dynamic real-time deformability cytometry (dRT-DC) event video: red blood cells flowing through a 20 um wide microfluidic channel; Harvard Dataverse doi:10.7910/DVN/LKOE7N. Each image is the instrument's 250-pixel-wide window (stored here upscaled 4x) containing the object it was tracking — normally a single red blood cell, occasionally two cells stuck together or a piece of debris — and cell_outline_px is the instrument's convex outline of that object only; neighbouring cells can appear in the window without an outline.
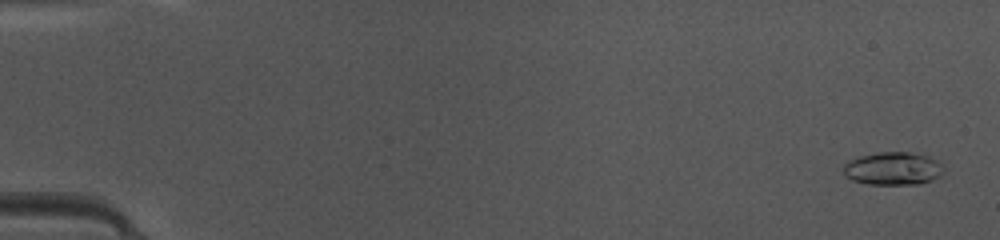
{"species": "common noctule bat (a hibernating species)", "species_latin": "Nyctalus noctula", "temperature_condition": "warm", "stored_images_in_passage": 48, "camera_frame_rate_fps": 3000, "um_per_image_px": 0.085, "animal": {"sex": "female", "body_mass_g": 10.0, "forearm_length_mm": 53.1}, "frame": {"image": 1, "passage_image": 2, "time_ms": 0.333, "image_size_px": [1000, 240], "cell_outline_px": [[944, 172], [940, 176], [932, 180], [920, 184], [868, 184], [852, 180], [844, 176], [840, 168], [848, 160], [860, 156], [880, 152], [908, 152], [928, 156], [936, 160], [944, 168]], "centroid_in_image_um": [75.86, 14.33], "position_along_channel_um": 9.1, "area_um2": 19.48}}
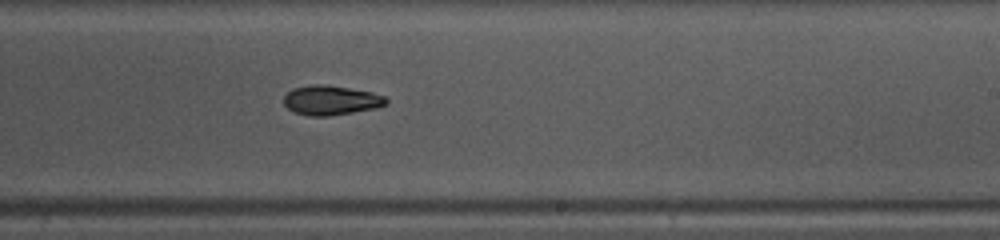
{"frame": {"image": 2, "passage_image": 30, "time_ms": 9.667, "image_size_px": [1000, 240], "cell_outline_px": [[388, 104], [376, 108], [328, 116], [308, 116], [296, 112], [288, 108], [284, 104], [284, 96], [292, 88], [312, 84], [324, 84], [372, 92], [384, 96], [388, 100]], "centroid_in_image_um": [28.13, 8.51], "position_along_channel_um": 260.9, "area_um2": 17.57}}
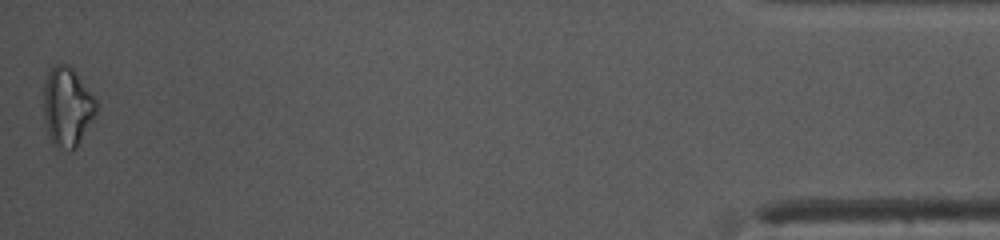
{"frame": {"image": 3, "passage_image": 48, "time_ms": 15.667, "image_size_px": [1000, 240], "cell_outline_px": [[96, 112], [76, 148], [72, 152], [52, 144], [48, 136], [44, 116], [44, 84], [48, 72], [56, 64], [68, 64], [72, 68], [96, 100]], "centroid_in_image_um": [5.69, 9.1], "position_along_channel_um": 429.5, "area_um2": 23.99}, "authors_computed_cell_mechanics": {"area_um2": 17.9758, "velocity_mm_per_s": 4.2043, "shape_relaxation_time_tau1_ms": 3.1621, "shape_relaxation_time_tau2_ms": null, "deformation_change_tau1": 0.0971, "deformation_change_tau2": null}}